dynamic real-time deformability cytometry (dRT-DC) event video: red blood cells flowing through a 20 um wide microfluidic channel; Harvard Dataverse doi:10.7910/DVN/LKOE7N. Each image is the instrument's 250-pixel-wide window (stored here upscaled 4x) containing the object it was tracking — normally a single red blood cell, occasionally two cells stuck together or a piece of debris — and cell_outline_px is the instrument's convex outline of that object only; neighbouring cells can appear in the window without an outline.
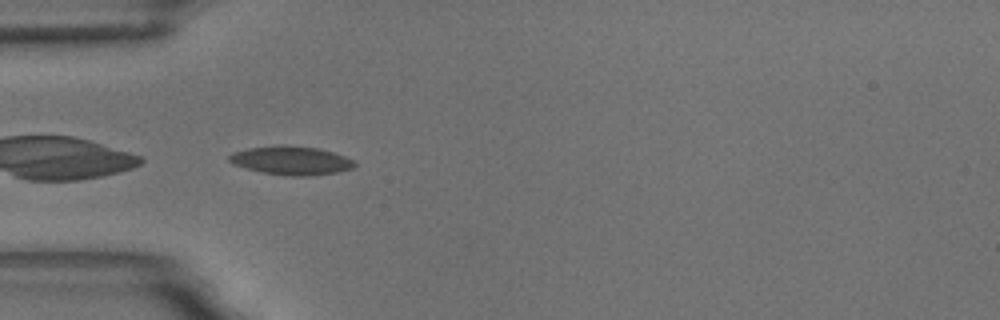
{"species": "common noctule bat (a hibernating species)", "species_latin": "Nyctalus noctula", "temperature_condition": "room temperature", "stored_images_in_passage": 19, "camera_frame_rate_fps": 3000, "um_per_image_px": 0.085, "animal": {"sex": "male", "body_mass_g": 18.8}, "frame": {"image": 1, "passage_image": 1, "time_ms": 0.0, "image_size_px": [1000, 320], "cell_outline_px": [[356, 164], [352, 168], [336, 172], [312, 176], [288, 176], [264, 172], [232, 164], [228, 160], [228, 156], [232, 152], [248, 148], [280, 144], [284, 144], [316, 148], [332, 152], [344, 156], [352, 160]], "centroid_in_image_um": [24.72, 13.63], "position_along_channel_um": 60.3, "area_um2": 20.87}}